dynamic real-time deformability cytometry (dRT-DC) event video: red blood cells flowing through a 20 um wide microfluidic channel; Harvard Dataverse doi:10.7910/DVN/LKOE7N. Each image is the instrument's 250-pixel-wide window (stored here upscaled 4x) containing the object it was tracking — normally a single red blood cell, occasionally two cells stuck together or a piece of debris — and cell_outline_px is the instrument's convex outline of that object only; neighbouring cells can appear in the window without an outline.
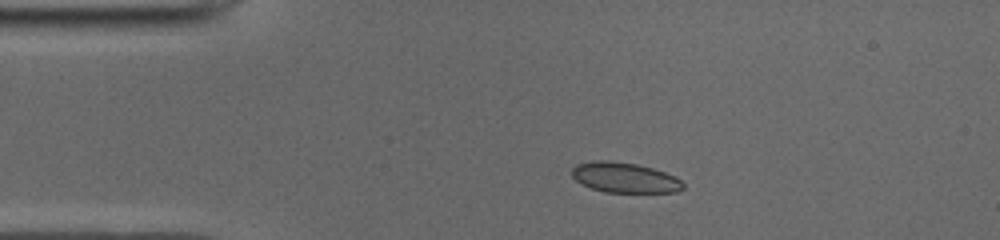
{"species": "common noctule bat (a hibernating species)", "species_latin": "Nyctalus noctula", "temperature_condition": "cold", "stored_images_in_passage": 42, "camera_frame_rate_fps": 3000, "um_per_image_px": 0.085, "animal": {"sex": "male", "body_mass_g": 19.0, "forearm_length_mm": 50.8}, "frame": {"image": 1, "passage_image": 1, "time_ms": 0.0, "image_size_px": [1000, 240], "cell_outline_px": [[684, 188], [676, 192], [604, 192], [592, 188], [576, 180], [572, 176], [572, 168], [576, 164], [596, 160], [608, 160], [636, 164], [652, 168], [676, 176], [684, 184]], "centroid_in_image_um": [53.1, 15.09], "position_along_channel_um": 31.9, "area_um2": 19.48}}
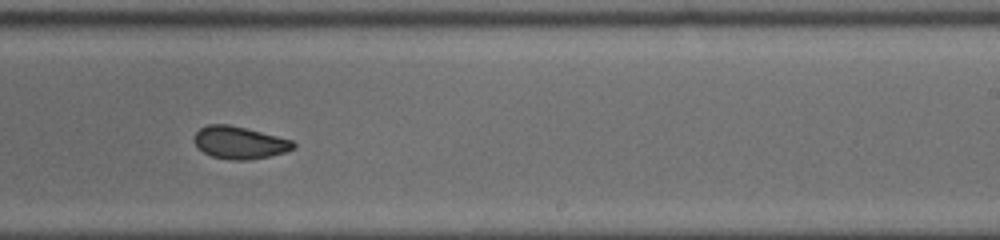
{"frame": {"image": 2, "passage_image": 22, "time_ms": 7.0, "image_size_px": [1000, 240], "cell_outline_px": [[296, 148], [284, 152], [268, 156], [248, 160], [228, 160], [212, 156], [204, 152], [192, 140], [196, 132], [200, 128], [208, 124], [228, 124], [292, 140], [296, 144]], "centroid_in_image_um": [20.34, 12.12], "position_along_channel_um": 268.7, "area_um2": 18.55}}
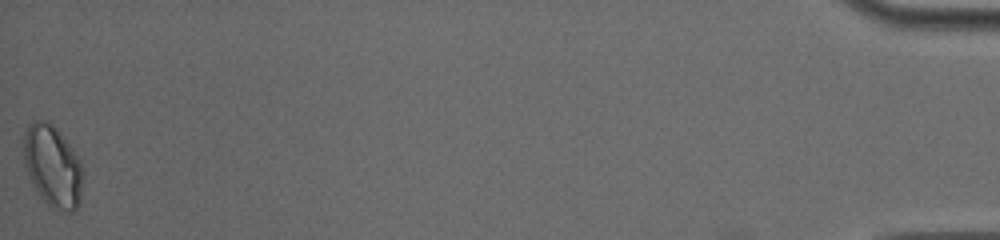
{"frame": {"image": 3, "passage_image": 42, "time_ms": 13.667, "image_size_px": [1000, 240], "cell_outline_px": [[84, 172], [80, 204], [72, 212], [68, 212], [52, 208], [40, 196], [32, 184], [28, 176], [24, 164], [20, 140], [28, 124], [36, 120], [44, 120], [52, 124], [60, 132], [80, 160]], "centroid_in_image_um": [4.45, 14.11], "position_along_channel_um": 430.8, "area_um2": 28.9}, "authors_computed_cell_mechanics": {"area_um2": 19.363, "velocity_mm_per_s": 3.9417, "shape_relaxation_time_tau1_ms": null, "shape_relaxation_time_tau2_ms": 2.0307, "deformation_change_tau1": null, "deformation_change_tau2": 0.0525}}